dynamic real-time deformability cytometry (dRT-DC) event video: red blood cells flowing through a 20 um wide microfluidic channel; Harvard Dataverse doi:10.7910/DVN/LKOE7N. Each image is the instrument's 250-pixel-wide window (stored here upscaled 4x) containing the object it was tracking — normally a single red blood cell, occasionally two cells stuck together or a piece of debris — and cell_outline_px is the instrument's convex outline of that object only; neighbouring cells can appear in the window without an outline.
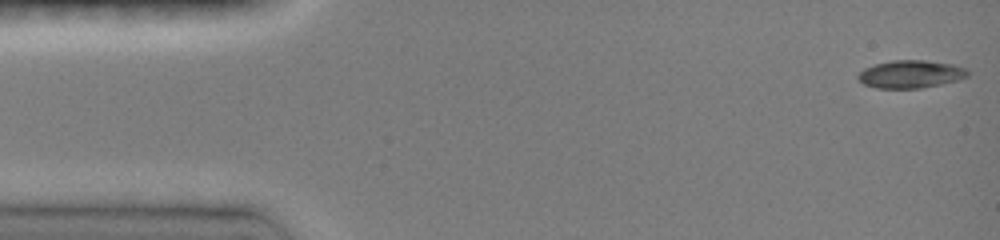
{"species": "common noctule bat (a hibernating species)", "species_latin": "Nyctalus noctula", "temperature_condition": "room temperature", "stored_images_in_passage": 12, "camera_frame_rate_fps": 3000, "um_per_image_px": 0.085, "animal": {"sex": "female", "body_mass_g": 19.0, "forearm_length_mm": 51.5}, "frame": {"image": 1, "passage_image": 1, "time_ms": 0.0, "image_size_px": [1000, 240], "cell_outline_px": [[968, 76], [956, 80], [940, 84], [920, 88], [876, 88], [864, 84], [856, 76], [864, 68], [876, 64], [892, 60], [924, 60], [952, 64], [968, 68]], "centroid_in_image_um": [77.4, 6.3], "position_along_channel_um": 7.6, "area_um2": 17.63}}
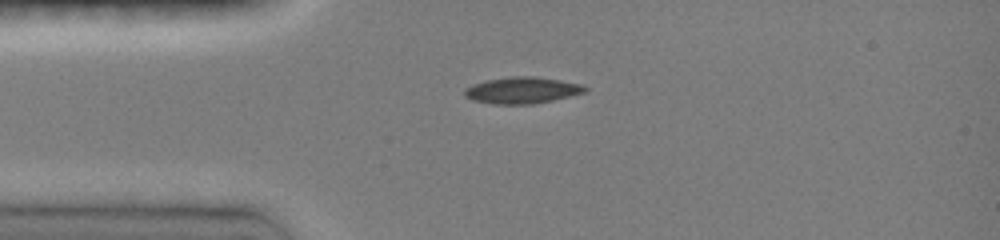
{"frame": {"image": 2, "passage_image": 8, "time_ms": 3.333, "image_size_px": [1000, 240], "cell_outline_px": [[588, 92], [552, 100], [532, 104], [492, 104], [472, 100], [464, 96], [464, 88], [472, 84], [484, 80], [512, 76], [536, 76], [584, 84], [588, 88]], "centroid_in_image_um": [44.38, 7.66], "position_along_channel_um": 40.6, "area_um2": 18.9}}
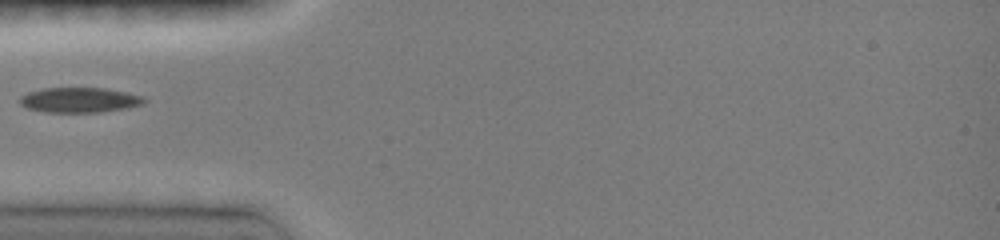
{"frame": {"image": 3, "passage_image": 11, "time_ms": 4.667, "image_size_px": [1000, 240], "cell_outline_px": [[148, 100], [144, 104], [128, 108], [100, 112], [44, 112], [28, 108], [20, 104], [20, 96], [28, 92], [44, 88], [104, 88], [144, 96]], "centroid_in_image_um": [6.79, 8.5], "position_along_channel_um": 78.2, "area_um2": 18.21}}